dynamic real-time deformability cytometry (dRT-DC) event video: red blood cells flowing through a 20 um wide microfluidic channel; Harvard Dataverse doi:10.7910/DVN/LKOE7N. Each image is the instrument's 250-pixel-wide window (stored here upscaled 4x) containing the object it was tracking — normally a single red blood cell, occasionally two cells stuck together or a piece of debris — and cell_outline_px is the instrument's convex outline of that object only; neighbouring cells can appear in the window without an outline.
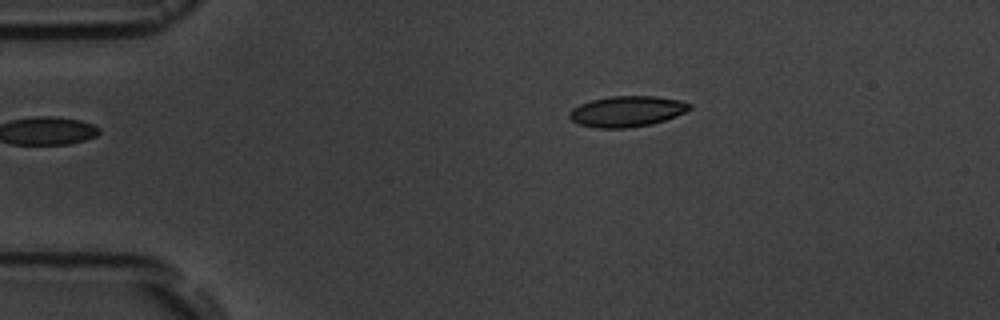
{"species": "common noctule bat (a hibernating species)", "species_latin": "Nyctalus noctula", "temperature_condition": "room temperature", "stored_images_in_passage": 3, "camera_frame_rate_fps": 3000, "um_per_image_px": 0.085, "animal": {"sex": "male", "body_mass_g": 19.5, "forearm_length_mm": 54.6}, "frame": {"image": 1, "passage_image": 3, "time_ms": 2.333, "image_size_px": [1000, 320], "cell_outline_px": [[692, 108], [676, 116], [652, 124], [628, 128], [596, 128], [576, 124], [568, 116], [568, 112], [572, 108], [580, 104], [592, 100], [612, 96], [656, 96], [680, 100], [692, 104]], "centroid_in_image_um": [53.27, 9.47], "position_along_channel_um": 31.7, "area_um2": 21.68}}